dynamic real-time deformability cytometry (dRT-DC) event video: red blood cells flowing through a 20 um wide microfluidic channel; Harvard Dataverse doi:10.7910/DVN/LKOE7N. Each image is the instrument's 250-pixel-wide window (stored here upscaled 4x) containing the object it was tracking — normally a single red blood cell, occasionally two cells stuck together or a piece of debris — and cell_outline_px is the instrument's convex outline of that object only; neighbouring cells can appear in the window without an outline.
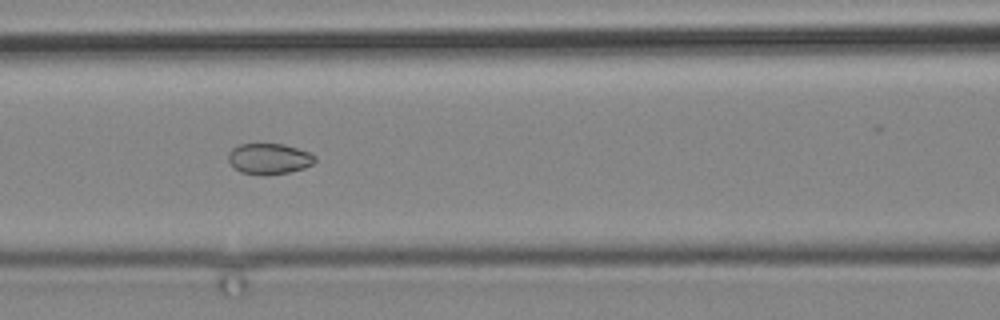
{"species": "common noctule bat (a hibernating species)", "species_latin": "Nyctalus noctula", "temperature_condition": "cold", "stored_images_in_passage": 9, "camera_frame_rate_fps": 3000, "um_per_image_px": 0.085, "animal": {"sex": "male", "body_mass_g": 19.2, "forearm_length_mm": 51.8}, "frame": {"image": 1, "passage_image": 8, "time_ms": 9.0, "image_size_px": [1000, 320], "cell_outline_px": [[316, 160], [312, 164], [304, 168], [288, 172], [268, 176], [264, 176], [240, 172], [228, 160], [228, 152], [232, 148], [240, 144], [284, 144], [308, 152], [316, 156]], "centroid_in_image_um": [22.87, 13.5], "position_along_channel_um": 143.7, "area_um2": 15.61}}
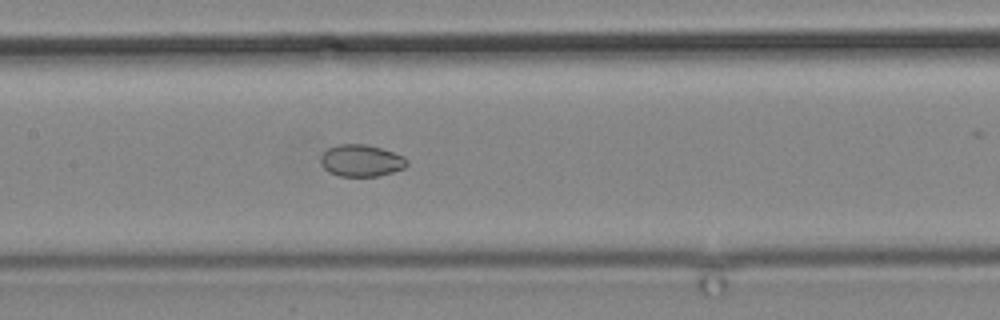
{"frame": {"image": 2, "passage_image": 9, "time_ms": 10.0, "image_size_px": [1000, 320], "cell_outline_px": [[408, 164], [404, 168], [392, 172], [376, 176], [340, 176], [328, 172], [320, 164], [320, 156], [328, 148], [340, 144], [364, 144], [380, 148], [404, 156], [408, 160]], "centroid_in_image_um": [30.69, 13.65], "position_along_channel_um": 176.7, "area_um2": 16.01}}